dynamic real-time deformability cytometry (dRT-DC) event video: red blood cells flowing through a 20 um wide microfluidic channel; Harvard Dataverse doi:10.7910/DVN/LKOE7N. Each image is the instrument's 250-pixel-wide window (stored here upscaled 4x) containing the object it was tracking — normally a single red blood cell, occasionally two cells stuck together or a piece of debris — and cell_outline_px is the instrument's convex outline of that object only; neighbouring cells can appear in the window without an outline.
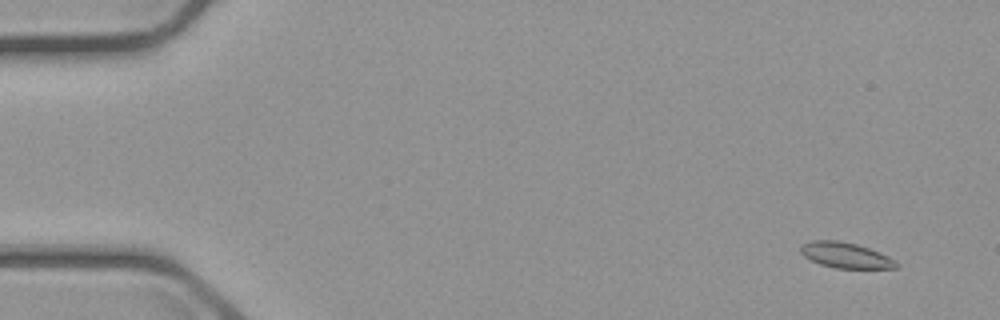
{"species": "common noctule bat (a hibernating species)", "species_latin": "Nyctalus noctula", "temperature_condition": "cold", "stored_images_in_passage": 4, "camera_frame_rate_fps": 3000, "um_per_image_px": 0.085, "animal": {"sex": "male", "body_mass_g": 23.1, "forearm_length_mm": 52.7}, "frame": {"image": 1, "passage_image": 2, "time_ms": 1.0, "image_size_px": [1000, 320], "cell_outline_px": [[900, 264], [896, 268], [836, 268], [820, 264], [804, 256], [800, 252], [800, 244], [812, 240], [836, 240], [856, 244], [868, 248], [888, 256], [896, 260]], "centroid_in_image_um": [71.86, 21.69], "position_along_channel_um": 13.1, "area_um2": 14.22}}